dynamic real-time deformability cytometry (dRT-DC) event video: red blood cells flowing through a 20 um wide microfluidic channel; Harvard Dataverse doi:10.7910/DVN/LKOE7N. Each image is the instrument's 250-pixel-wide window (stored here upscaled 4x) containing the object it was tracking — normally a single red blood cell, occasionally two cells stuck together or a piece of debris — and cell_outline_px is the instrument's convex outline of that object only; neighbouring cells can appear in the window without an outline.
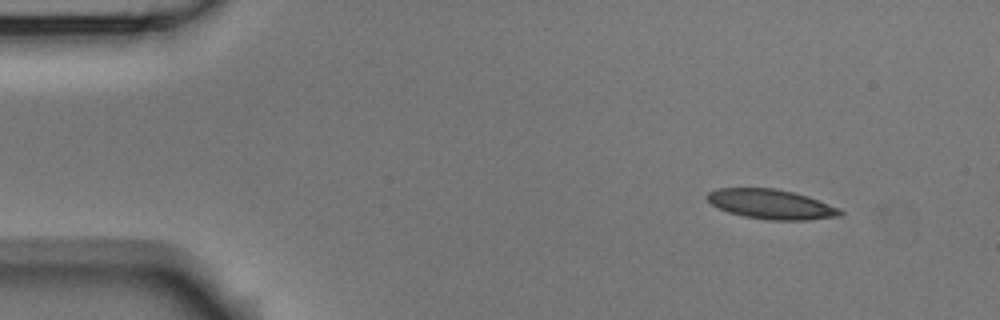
{"species": "Egyptian fruit bat (a non-hibernating species)", "species_latin": "Rousettus aegyptiacus", "temperature_condition": "room temperature", "stored_images_in_passage": 7, "camera_frame_rate_fps": 3000, "um_per_image_px": 0.085, "animal": {"sex": "male"}, "frame": {"image": 1, "passage_image": 1, "time_ms": 0.0, "image_size_px": [1000, 320], "cell_outline_px": [[844, 212], [840, 216], [808, 220], [768, 220], [744, 216], [728, 212], [712, 204], [708, 200], [708, 192], [716, 188], [776, 188], [808, 196], [840, 208]], "centroid_in_image_um": [65.58, 17.36], "position_along_channel_um": 19.4, "area_um2": 22.95}}
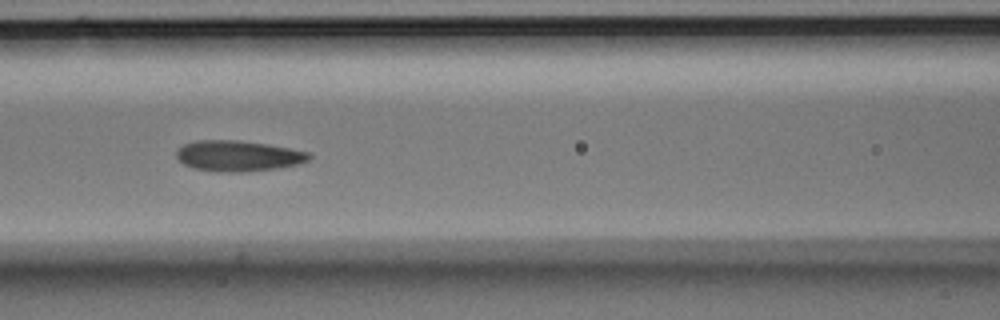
{"frame": {"image": 2, "passage_image": 6, "time_ms": 1.667, "image_size_px": [1000, 320], "cell_outline_px": [[312, 156], [308, 160], [300, 164], [280, 168], [244, 172], [220, 172], [192, 168], [184, 164], [176, 156], [176, 148], [184, 144], [196, 140], [240, 140], [268, 144], [308, 152]], "centroid_in_image_um": [20.23, 13.25], "position_along_channel_um": 146.4, "area_um2": 23.99}}
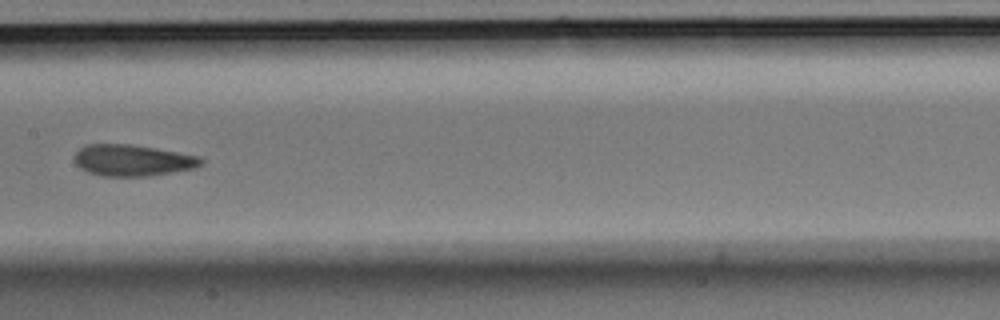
{"frame": {"image": 3, "passage_image": 7, "time_ms": 2.0, "image_size_px": [1000, 320], "cell_outline_px": [[204, 164], [196, 168], [148, 176], [100, 176], [88, 172], [80, 168], [76, 164], [76, 152], [84, 144], [128, 144], [156, 148], [200, 156], [204, 160]], "centroid_in_image_um": [11.3, 13.63], "position_along_channel_um": 196.1, "area_um2": 23.24}}